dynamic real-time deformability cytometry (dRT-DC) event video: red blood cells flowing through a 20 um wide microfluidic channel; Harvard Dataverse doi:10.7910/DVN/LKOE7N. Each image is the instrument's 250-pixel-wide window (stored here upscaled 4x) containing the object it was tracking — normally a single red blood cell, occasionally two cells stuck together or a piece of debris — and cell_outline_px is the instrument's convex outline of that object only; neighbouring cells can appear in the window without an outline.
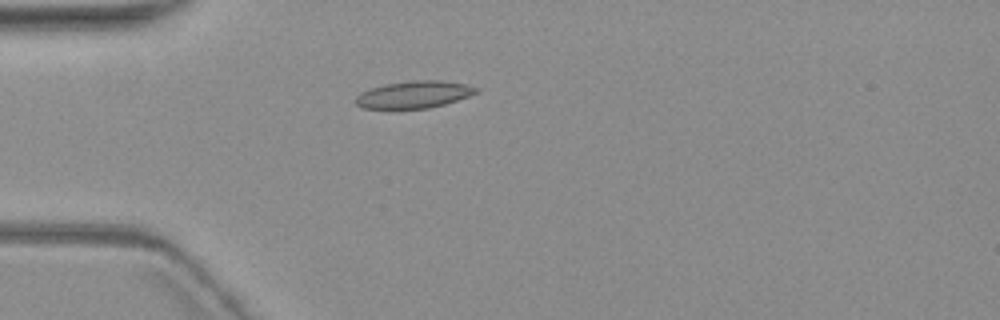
{"species": "common noctule bat (a hibernating species)", "species_latin": "Nyctalus noctula", "temperature_condition": "warm", "stored_images_in_passage": 1, "camera_frame_rate_fps": 3000, "um_per_image_px": 0.085, "animal": {"sex": "female", "body_mass_g": 19.3, "forearm_length_mm": 54.1}, "frame": {"image": 1, "passage_image": 1, "time_ms": 0.0, "image_size_px": [1000, 320], "cell_outline_px": [[476, 92], [468, 96], [444, 104], [428, 108], [364, 108], [356, 104], [356, 96], [360, 92], [384, 84], [412, 80], [440, 80], [464, 84], [476, 88]], "centroid_in_image_um": [35.14, 8.03], "position_along_channel_um": 49.9, "area_um2": 18.67}}